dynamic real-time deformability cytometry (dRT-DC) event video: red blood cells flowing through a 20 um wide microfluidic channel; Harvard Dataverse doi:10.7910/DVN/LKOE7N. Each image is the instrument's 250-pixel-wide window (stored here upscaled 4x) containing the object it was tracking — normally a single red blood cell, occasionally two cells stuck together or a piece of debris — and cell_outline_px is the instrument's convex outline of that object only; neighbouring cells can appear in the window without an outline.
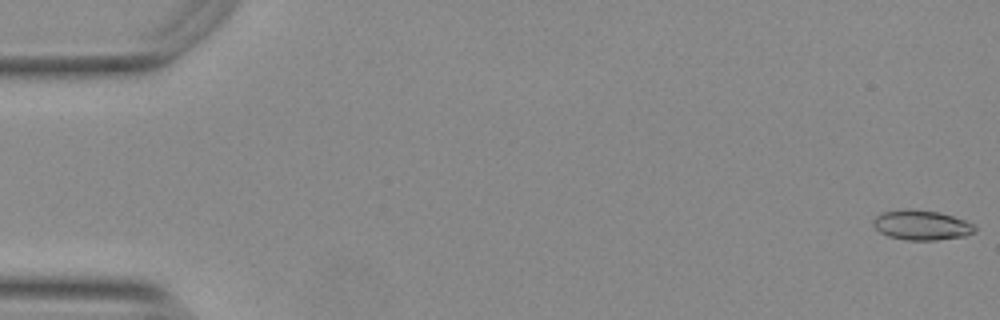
{"species": "Egyptian fruit bat (a non-hibernating species)", "species_latin": "Rousettus aegyptiacus", "temperature_condition": "warm", "stored_images_in_passage": 55, "camera_frame_rate_fps": 3000, "um_per_image_px": 0.085, "animal": {"sex": "female"}, "frame": {"image": 1, "passage_image": 1, "time_ms": 0.0, "image_size_px": [1000, 320], "cell_outline_px": [[976, 232], [964, 236], [936, 240], [908, 240], [888, 236], [880, 232], [872, 224], [872, 220], [880, 212], [904, 208], [912, 208], [940, 212], [964, 220], [972, 224], [976, 228]], "centroid_in_image_um": [78.29, 19.11], "position_along_channel_um": 6.7, "area_um2": 17.86}}
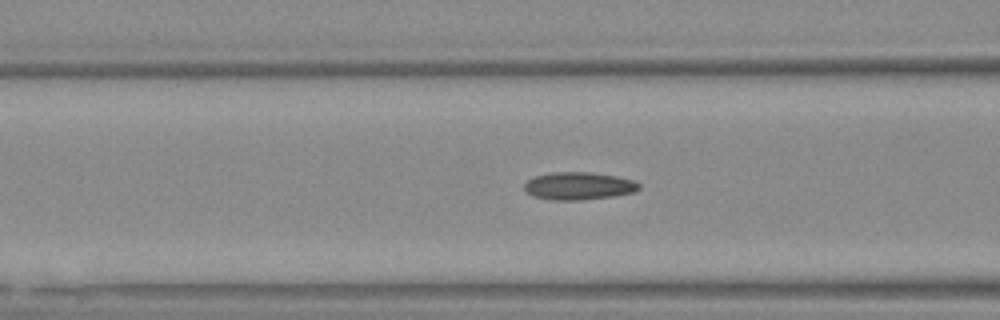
{"frame": {"image": 2, "passage_image": 22, "time_ms": 7.0, "image_size_px": [1000, 320], "cell_outline_px": [[640, 188], [632, 192], [612, 196], [580, 200], [552, 200], [536, 196], [528, 192], [524, 188], [524, 184], [528, 180], [536, 176], [552, 172], [588, 172], [616, 176], [636, 180], [640, 184]], "centroid_in_image_um": [49.21, 15.79], "position_along_channel_um": 117.4, "area_um2": 18.26}}
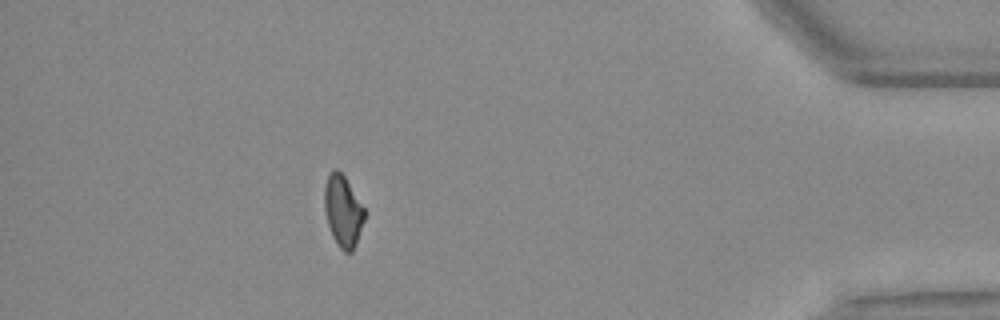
{"frame": {"image": 3, "passage_image": 49, "time_ms": 16.0, "image_size_px": [1000, 320], "cell_outline_px": [[364, 220], [356, 244], [352, 252], [344, 252], [336, 244], [332, 236], [328, 224], [324, 208], [324, 188], [328, 172], [332, 168], [336, 168], [344, 176], [364, 208]], "centroid_in_image_um": [29.13, 17.93], "position_along_channel_um": 406.1, "area_um2": 16.65}, "authors_computed_cell_mechanics": {"area_um2": 17.4556, "velocity_mm_per_s": 3.761, "shape_relaxation_time_tau1_ms": null, "shape_relaxation_time_tau2_ms": 5.4912, "deformation_change_tau1": null, "deformation_change_tau2": 0.1227}}